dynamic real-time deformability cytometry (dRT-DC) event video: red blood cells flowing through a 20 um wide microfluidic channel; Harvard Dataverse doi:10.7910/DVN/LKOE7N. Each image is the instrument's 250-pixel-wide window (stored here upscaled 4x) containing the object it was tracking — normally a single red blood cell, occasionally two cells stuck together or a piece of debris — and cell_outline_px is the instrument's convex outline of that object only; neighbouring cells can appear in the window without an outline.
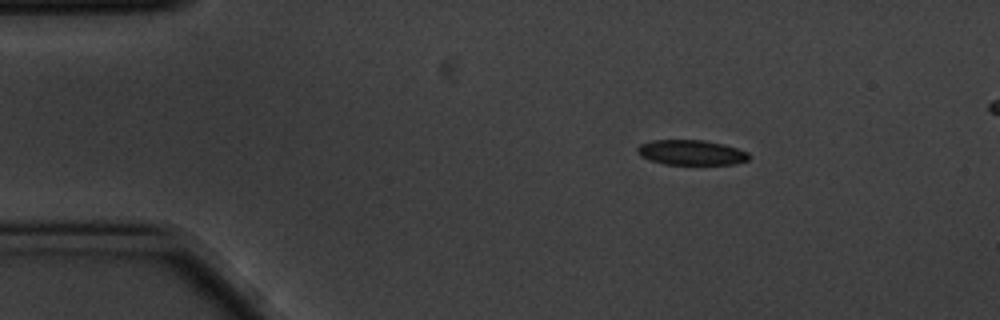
{"species": "common noctule bat (a hibernating species)", "species_latin": "Nyctalus noctula", "temperature_condition": "cold", "stored_images_in_passage": 4, "segment_of_instrument_passage": [1, 2], "camera_frame_rate_fps": 3000, "um_per_image_px": 0.085, "animal": {"sex": "male", "body_mass_g": 20.1, "forearm_length_mm": 53.5}, "frame": {"image": 1, "passage_image": 1, "time_ms": 0.0, "image_size_px": [1000, 320], "cell_outline_px": [[752, 156], [748, 160], [736, 164], [664, 164], [648, 160], [640, 156], [636, 152], [636, 148], [640, 144], [652, 140], [704, 140], [736, 148], [748, 152]], "centroid_in_image_um": [58.73, 12.97], "position_along_channel_um": 26.3, "area_um2": 16.36}}